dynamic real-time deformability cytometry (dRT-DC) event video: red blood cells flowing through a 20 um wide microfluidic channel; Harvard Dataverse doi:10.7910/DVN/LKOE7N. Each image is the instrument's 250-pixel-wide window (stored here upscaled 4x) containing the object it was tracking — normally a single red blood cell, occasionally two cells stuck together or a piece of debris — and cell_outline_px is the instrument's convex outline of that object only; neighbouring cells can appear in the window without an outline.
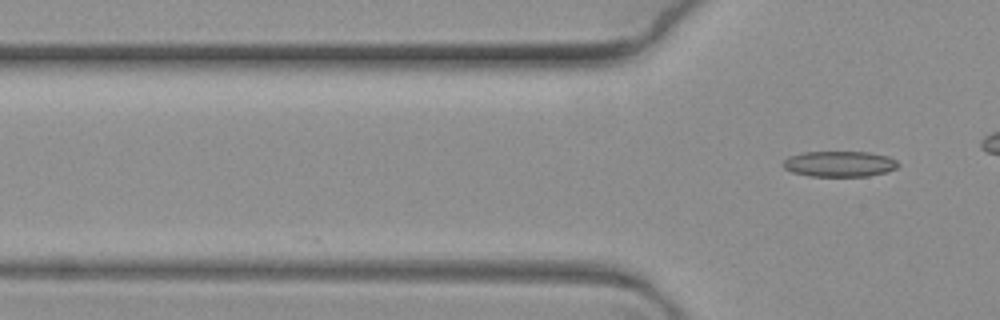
{"species": "common noctule bat (a hibernating species)", "species_latin": "Nyctalus noctula", "temperature_condition": "warm", "stored_images_in_passage": 6, "camera_frame_rate_fps": 3000, "um_per_image_px": 0.085, "animal": {"sex": "female", "body_mass_g": 19.3, "forearm_length_mm": 54.1}, "frame": {"image": 1, "passage_image": 6, "time_ms": 1.667, "image_size_px": [1000, 320], "cell_outline_px": [[900, 164], [896, 168], [884, 172], [868, 176], [812, 176], [792, 172], [784, 168], [780, 164], [788, 156], [800, 152], [868, 152], [888, 156], [896, 160]], "centroid_in_image_um": [71.31, 13.92], "position_along_channel_um": 54.5, "area_um2": 17.28}}